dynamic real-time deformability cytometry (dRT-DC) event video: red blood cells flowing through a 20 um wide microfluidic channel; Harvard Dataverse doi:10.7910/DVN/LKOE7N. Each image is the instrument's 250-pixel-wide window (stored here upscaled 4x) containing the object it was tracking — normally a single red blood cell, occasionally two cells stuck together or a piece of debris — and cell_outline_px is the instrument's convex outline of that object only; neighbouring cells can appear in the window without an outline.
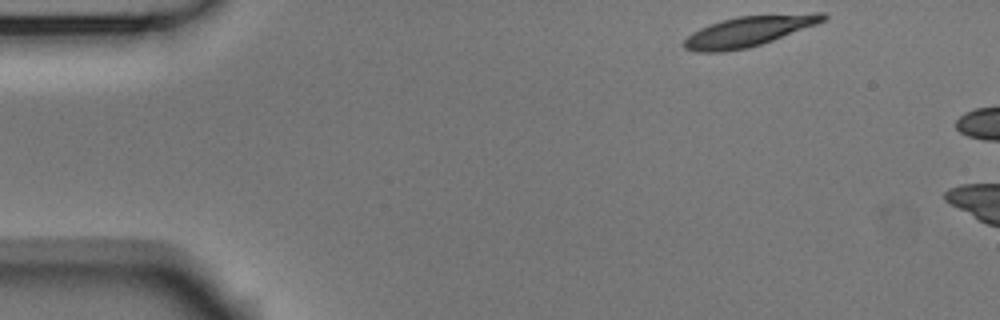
{"species": "Egyptian fruit bat (a non-hibernating species)", "species_latin": "Rousettus aegyptiacus", "temperature_condition": "room temperature", "stored_images_in_passage": 8, "camera_frame_rate_fps": 3000, "um_per_image_px": 0.085, "animal": {"sex": "male"}, "frame": {"image": 1, "passage_image": 1, "time_ms": 0.0, "image_size_px": [1000, 320], "cell_outline_px": [[828, 16], [824, 20], [816, 24], [772, 40], [748, 48], [724, 52], [696, 52], [684, 48], [680, 44], [692, 32], [708, 24], [736, 16], [812, 12], [824, 12]], "centroid_in_image_um": [63.6, 2.64], "position_along_channel_um": 21.4, "area_um2": 24.74}}